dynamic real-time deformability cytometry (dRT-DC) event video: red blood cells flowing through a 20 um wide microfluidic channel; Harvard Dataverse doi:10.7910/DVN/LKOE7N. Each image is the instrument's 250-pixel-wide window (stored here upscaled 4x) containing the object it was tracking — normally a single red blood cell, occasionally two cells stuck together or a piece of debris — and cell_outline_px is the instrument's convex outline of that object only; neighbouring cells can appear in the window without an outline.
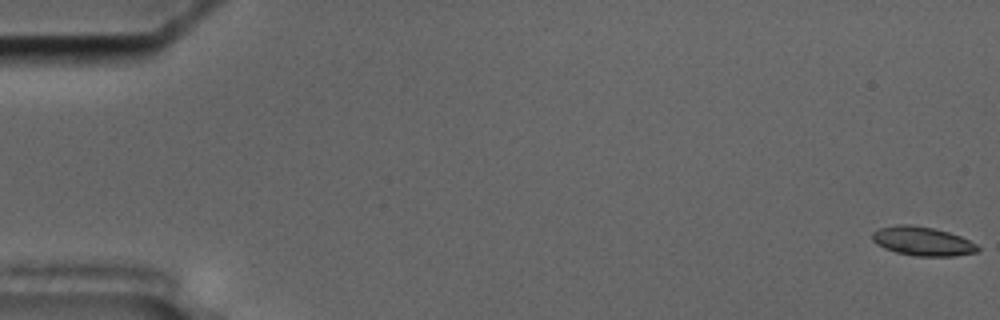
{"species": "common noctule bat (a hibernating species)", "species_latin": "Nyctalus noctula", "temperature_condition": "cold", "stored_images_in_passage": 57, "segment_of_instrument_passage": [1, 2], "camera_frame_rate_fps": 3000, "um_per_image_px": 0.085, "animal": {"sex": "male", "body_mass_g": 17.5, "forearm_length_mm": 52.3}, "frame": {"image": 1, "passage_image": 1, "time_ms": 0.0, "image_size_px": [1000, 320], "cell_outline_px": [[980, 248], [976, 252], [956, 256], [916, 256], [896, 252], [884, 248], [876, 244], [872, 240], [872, 232], [880, 228], [896, 224], [912, 224], [932, 228], [948, 232], [960, 236], [976, 244]], "centroid_in_image_um": [78.39, 20.5], "position_along_channel_um": 6.6, "area_um2": 17.8}}
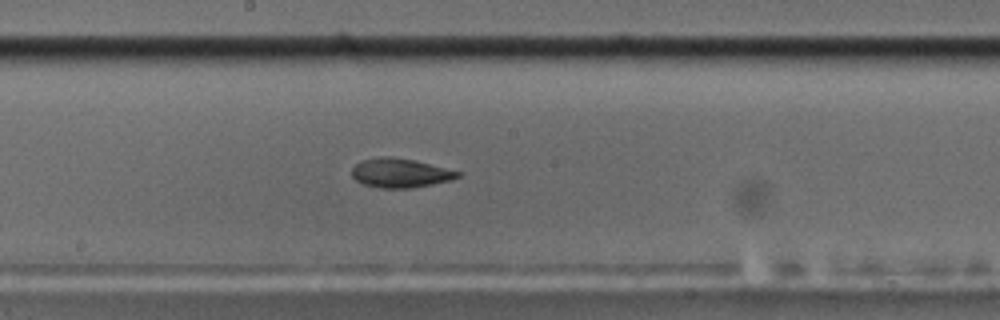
{"frame": {"image": 2, "passage_image": 31, "time_ms": 10.0, "image_size_px": [1000, 320], "cell_outline_px": [[464, 172], [460, 176], [452, 180], [412, 188], [380, 188], [364, 184], [356, 180], [352, 176], [352, 168], [360, 160], [380, 156], [388, 156], [416, 160]], "centroid_in_image_um": [34.05, 14.69], "position_along_channel_um": 214.1, "area_um2": 18.26}}
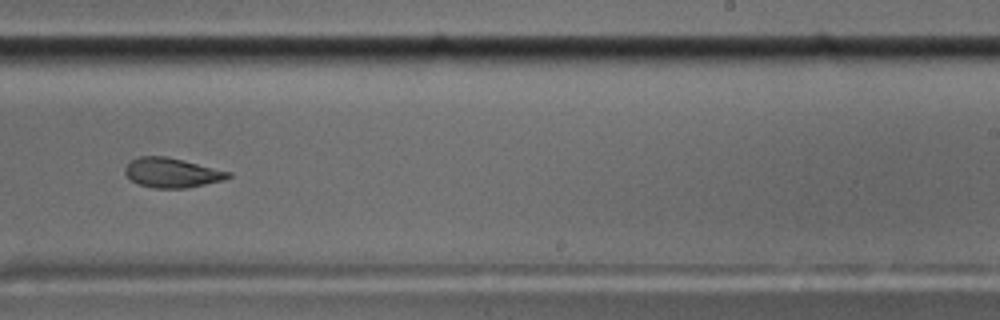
{"frame": {"image": 3, "passage_image": 36, "time_ms": 11.667, "image_size_px": [1000, 320], "cell_outline_px": [[232, 176], [224, 180], [188, 188], [156, 188], [136, 184], [124, 172], [124, 168], [132, 160], [140, 156], [164, 156], [232, 172]], "centroid_in_image_um": [14.62, 14.69], "position_along_channel_um": 274.4, "area_um2": 17.69}}